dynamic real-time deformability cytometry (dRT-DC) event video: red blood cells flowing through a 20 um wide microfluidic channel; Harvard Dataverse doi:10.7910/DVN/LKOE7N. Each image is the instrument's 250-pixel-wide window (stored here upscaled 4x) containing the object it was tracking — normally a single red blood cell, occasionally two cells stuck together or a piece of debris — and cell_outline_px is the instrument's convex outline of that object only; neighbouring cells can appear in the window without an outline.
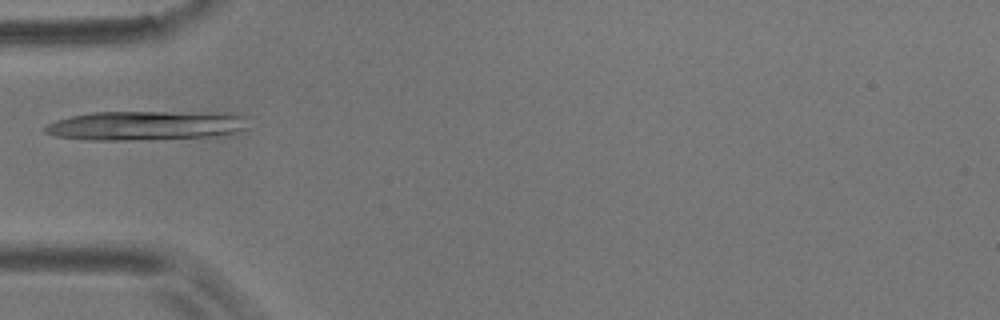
{"species": "common noctule bat (a hibernating species)", "species_latin": "Nyctalus noctula", "temperature_condition": "room temperature", "stored_images_in_passage": 5, "camera_frame_rate_fps": 3000, "um_per_image_px": 0.085, "animal": {"sex": "male", "body_mass_g": 17.9}, "frame": {"image": 1, "passage_image": 5, "time_ms": 1.333, "image_size_px": [1000, 320], "cell_outline_px": [[252, 116], [248, 128], [228, 136], [124, 140], [84, 140], [56, 136], [44, 132], [44, 128], [48, 124], [56, 120], [72, 116], [92, 112], [232, 112]], "centroid_in_image_um": [12.59, 10.66], "position_along_channel_um": 72.4, "area_um2": 35.72}}